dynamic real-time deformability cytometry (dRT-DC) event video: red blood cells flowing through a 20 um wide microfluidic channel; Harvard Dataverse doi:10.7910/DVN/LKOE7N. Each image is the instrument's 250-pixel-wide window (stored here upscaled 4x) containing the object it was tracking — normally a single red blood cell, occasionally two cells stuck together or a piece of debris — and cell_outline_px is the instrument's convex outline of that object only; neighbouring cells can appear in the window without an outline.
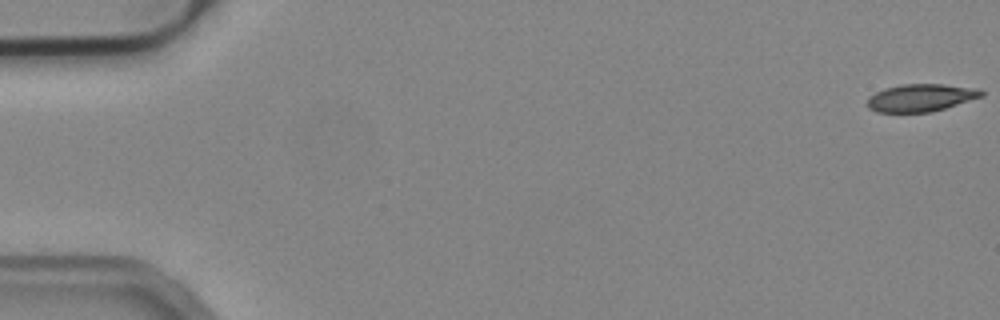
{"species": "common noctule bat (a hibernating species)", "species_latin": "Nyctalus noctula", "temperature_condition": "cold", "stored_images_in_passage": 15, "camera_frame_rate_fps": 3000, "um_per_image_px": 0.085, "animal": {"sex": "male", "body_mass_g": 19.2, "forearm_length_mm": 51.8}, "frame": {"image": 1, "passage_image": 1, "time_ms": 0.0, "image_size_px": [1000, 320], "cell_outline_px": [[984, 96], [932, 112], [876, 112], [868, 108], [868, 96], [884, 88], [900, 84], [944, 84], [980, 88], [984, 92]], "centroid_in_image_um": [78.29, 8.3], "position_along_channel_um": 6.7, "area_um2": 18.5}}
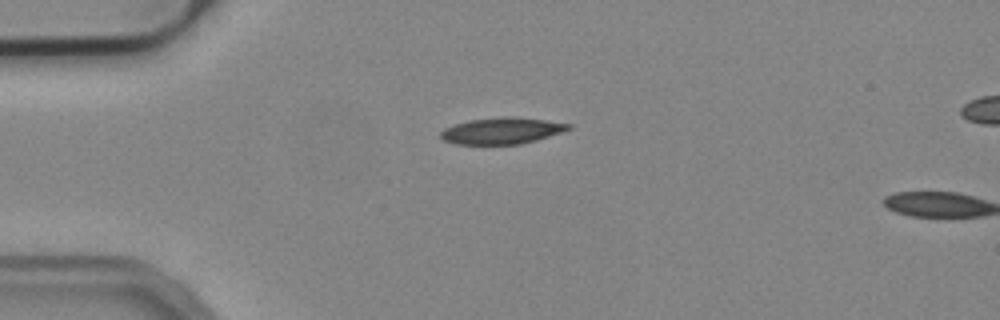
{"frame": {"image": 2, "passage_image": 14, "time_ms": 4.333, "image_size_px": [1000, 320], "cell_outline_px": [[572, 128], [536, 140], [520, 144], [456, 144], [444, 140], [440, 136], [440, 132], [444, 128], [468, 120], [504, 116], [512, 116], [544, 120], [572, 124]], "centroid_in_image_um": [42.64, 11.11], "position_along_channel_um": 42.4, "area_um2": 19.54}}